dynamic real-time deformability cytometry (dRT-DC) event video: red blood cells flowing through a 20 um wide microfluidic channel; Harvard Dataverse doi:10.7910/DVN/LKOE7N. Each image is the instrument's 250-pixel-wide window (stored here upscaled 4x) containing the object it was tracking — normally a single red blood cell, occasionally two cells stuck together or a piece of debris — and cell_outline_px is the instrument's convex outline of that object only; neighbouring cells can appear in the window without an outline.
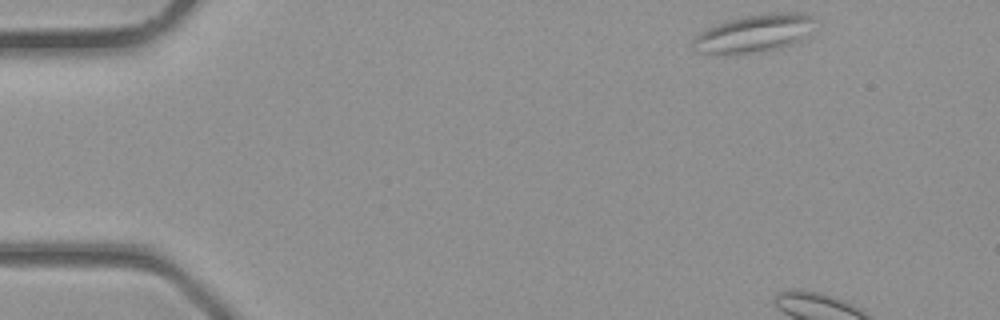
{"species": "common noctule bat (a hibernating species)", "species_latin": "Nyctalus noctula", "temperature_condition": "room temperature", "stored_images_in_passage": 4, "camera_frame_rate_fps": 3000, "um_per_image_px": 0.085, "animal": {"sex": "male", "body_mass_g": 23.1, "forearm_length_mm": 52.7}, "frame": {"image": 1, "passage_image": 1, "time_ms": 0.0, "image_size_px": [1000, 320], "cell_outline_px": [[812, 20], [804, 36], [800, 40], [792, 44], [780, 48], [764, 52], [704, 52], [692, 44], [692, 40], [696, 36], [708, 28], [728, 20], [768, 12], [804, 12], [812, 16]], "centroid_in_image_um": [64.15, 2.8], "position_along_channel_um": 20.9, "area_um2": 25.72}}